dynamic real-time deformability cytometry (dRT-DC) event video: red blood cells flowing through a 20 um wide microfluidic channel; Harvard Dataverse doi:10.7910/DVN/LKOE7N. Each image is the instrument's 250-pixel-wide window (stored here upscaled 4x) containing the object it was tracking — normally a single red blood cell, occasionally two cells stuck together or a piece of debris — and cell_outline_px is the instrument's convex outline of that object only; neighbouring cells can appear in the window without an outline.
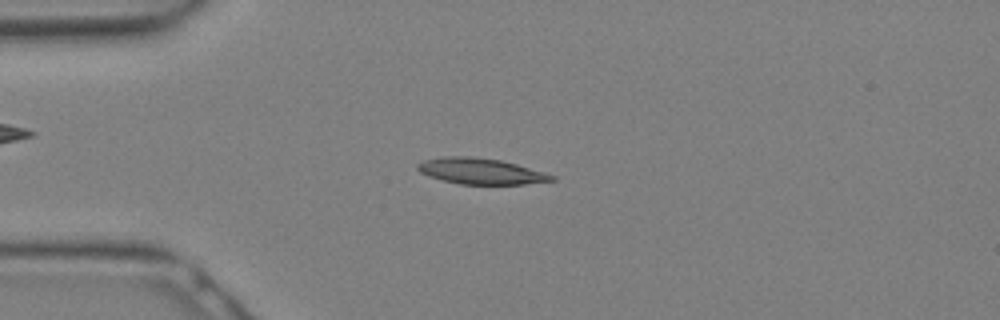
{"species": "Egyptian fruit bat (a non-hibernating species)", "species_latin": "Rousettus aegyptiacus", "temperature_condition": "warm", "stored_images_in_passage": 12, "camera_frame_rate_fps": 3000, "um_per_image_px": 0.085, "animal": {"sex": "female"}, "frame": {"image": 1, "passage_image": 7, "time_ms": 2.0, "image_size_px": [1000, 320], "cell_outline_px": [[556, 180], [524, 184], [460, 184], [444, 180], [420, 172], [416, 168], [416, 164], [424, 160], [440, 156], [472, 156], [500, 160], [516, 164], [544, 172], [556, 176]], "centroid_in_image_um": [40.86, 14.54], "position_along_channel_um": 44.1, "area_um2": 20.17}}
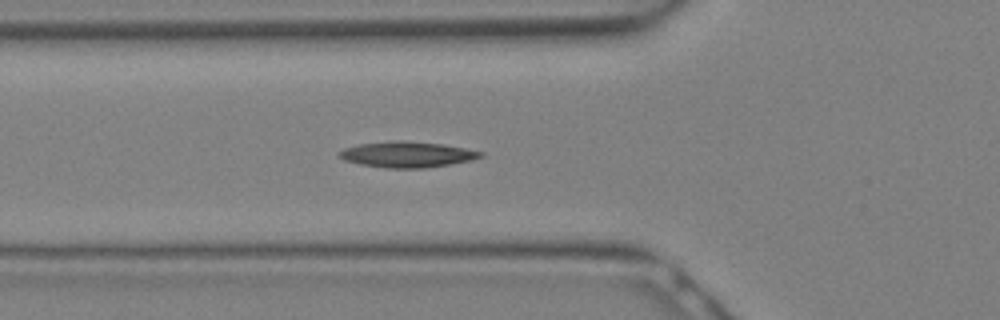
{"frame": {"image": 2, "passage_image": 10, "time_ms": 3.0, "image_size_px": [1000, 320], "cell_outline_px": [[484, 156], [472, 160], [452, 164], [424, 168], [388, 168], [360, 164], [344, 160], [340, 156], [340, 152], [344, 148], [360, 144], [392, 140], [404, 140], [444, 144], [484, 152]], "centroid_in_image_um": [34.65, 13.12], "position_along_channel_um": 91.1, "area_um2": 21.27}}
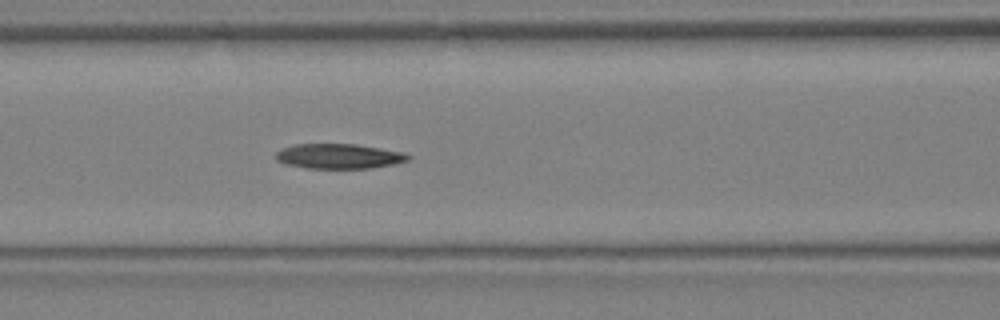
{"frame": {"image": 3, "passage_image": 12, "time_ms": 3.667, "image_size_px": [1000, 320], "cell_outline_px": [[412, 156], [408, 160], [392, 164], [372, 168], [308, 168], [284, 164], [276, 160], [276, 152], [280, 148], [292, 144], [356, 144], [404, 152]], "centroid_in_image_um": [28.77, 13.27], "position_along_channel_um": 137.8, "area_um2": 19.31}}